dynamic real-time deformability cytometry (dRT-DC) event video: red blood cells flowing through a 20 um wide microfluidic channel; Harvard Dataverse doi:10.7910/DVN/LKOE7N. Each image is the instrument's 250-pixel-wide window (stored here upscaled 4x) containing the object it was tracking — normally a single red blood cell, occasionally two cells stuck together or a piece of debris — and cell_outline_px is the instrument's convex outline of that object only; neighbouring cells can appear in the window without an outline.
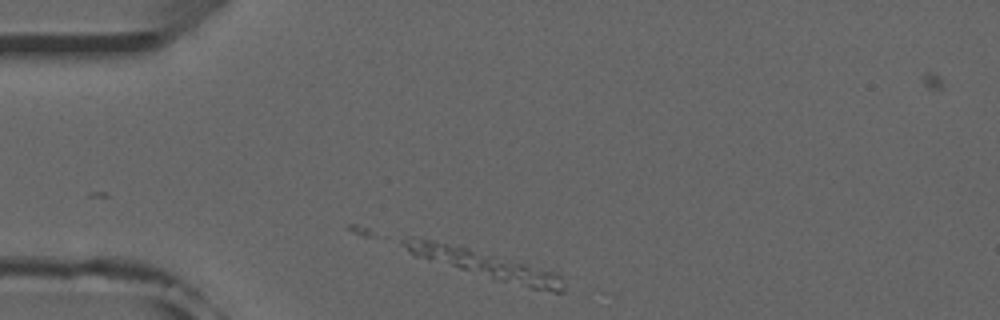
{"species": "common noctule bat (a hibernating species)", "species_latin": "Nyctalus noctula", "temperature_condition": "room temperature", "stored_images_in_passage": 5, "camera_frame_rate_fps": 3000, "um_per_image_px": 0.085, "animal": {"sex": "male", "forearm_length_mm": 52.5}, "frame": {"image": 1, "passage_image": 1, "time_ms": 0.0, "image_size_px": [1000, 320], "cell_outline_px": [[564, 292], [552, 292], [492, 280], [412, 256], [360, 236], [344, 228], [348, 224], [356, 224], [416, 236], [468, 248], [556, 272], [560, 276], [564, 284]], "centroid_in_image_um": [39.49, 22.04], "position_along_channel_um": 45.5, "area_um2": 32.02}}